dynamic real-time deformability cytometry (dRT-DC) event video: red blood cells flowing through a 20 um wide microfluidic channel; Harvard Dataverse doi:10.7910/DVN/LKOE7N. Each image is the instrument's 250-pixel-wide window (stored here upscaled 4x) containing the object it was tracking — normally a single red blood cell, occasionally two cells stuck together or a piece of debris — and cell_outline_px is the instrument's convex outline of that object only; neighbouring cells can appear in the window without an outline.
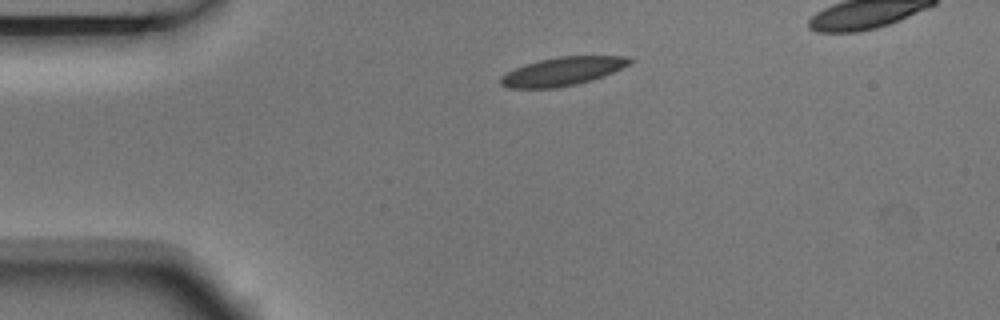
{"species": "Egyptian fruit bat (a non-hibernating species)", "species_latin": "Rousettus aegyptiacus", "temperature_condition": "room temperature", "stored_images_in_passage": 3, "segment_of_instrument_passage": [1, 2], "camera_frame_rate_fps": 3000, "um_per_image_px": 0.085, "animal": {"sex": "male"}, "frame": {"image": 1, "passage_image": 1, "time_ms": 0.0, "image_size_px": [1000, 320], "cell_outline_px": [[632, 60], [628, 64], [604, 76], [592, 80], [576, 84], [556, 88], [508, 88], [500, 84], [500, 76], [524, 64], [556, 56], [628, 56]], "centroid_in_image_um": [47.78, 6.07], "position_along_channel_um": 37.2, "area_um2": 21.27}}